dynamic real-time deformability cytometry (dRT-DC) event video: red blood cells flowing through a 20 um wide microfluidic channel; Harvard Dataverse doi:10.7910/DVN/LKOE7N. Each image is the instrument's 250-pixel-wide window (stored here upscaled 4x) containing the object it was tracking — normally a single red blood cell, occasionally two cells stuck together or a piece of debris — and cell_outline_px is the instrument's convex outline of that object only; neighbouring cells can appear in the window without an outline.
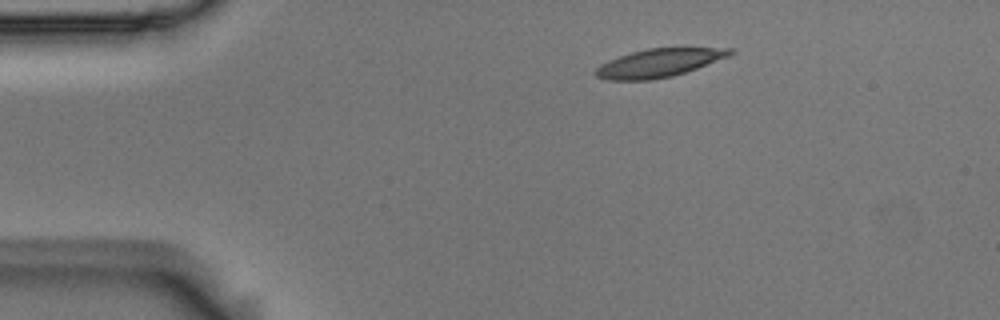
{"species": "Egyptian fruit bat (a non-hibernating species)", "species_latin": "Rousettus aegyptiacus", "temperature_condition": "room temperature", "stored_images_in_passage": 45, "camera_frame_rate_fps": 3000, "um_per_image_px": 0.085, "animal": {"sex": "male"}, "frame": {"image": 1, "passage_image": 1, "time_ms": 0.0, "image_size_px": [1000, 320], "cell_outline_px": [[736, 52], [728, 56], [696, 68], [672, 76], [648, 80], [608, 80], [596, 76], [592, 72], [600, 64], [608, 60], [632, 52], [648, 48], [736, 48]], "centroid_in_image_um": [55.98, 5.34], "position_along_channel_um": 29.0, "area_um2": 21.96}}
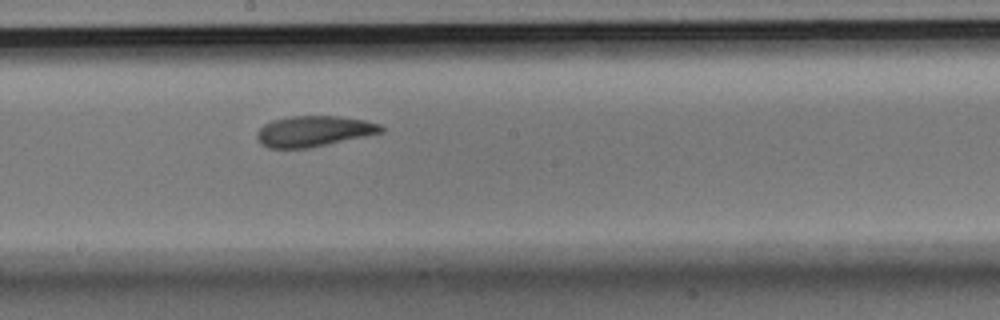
{"frame": {"image": 2, "passage_image": 21, "time_ms": 6.667, "image_size_px": [1000, 320], "cell_outline_px": [[384, 132], [308, 148], [268, 148], [260, 144], [256, 136], [256, 132], [264, 124], [272, 120], [288, 116], [340, 116], [364, 120], [380, 124], [384, 128]], "centroid_in_image_um": [26.64, 11.15], "position_along_channel_um": 221.6, "area_um2": 22.25}}
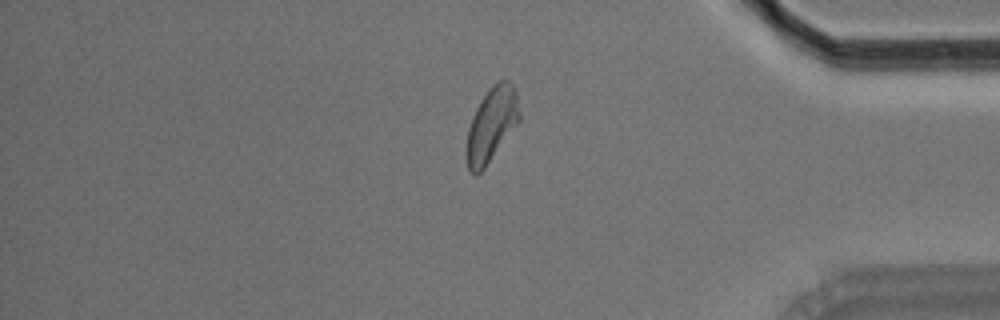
{"frame": {"image": 3, "passage_image": 37, "time_ms": 12.0, "image_size_px": [1000, 320], "cell_outline_px": [[520, 120], [484, 168], [476, 176], [468, 172], [468, 128], [472, 116], [480, 100], [492, 84], [496, 80], [508, 80], [512, 84], [516, 92], [520, 112]], "centroid_in_image_um": [41.8, 10.54], "position_along_channel_um": 393.4, "area_um2": 22.54}, "authors_computed_cell_mechanics": {"area_um2": 22.5998, "velocity_mm_per_s": 3.7153, "shape_relaxation_time_tau1_ms": 5.6224, "shape_relaxation_time_tau2_ms": 3.877, "deformation_change_tau1": 0.1581, "deformation_change_tau2": 0.1205}}